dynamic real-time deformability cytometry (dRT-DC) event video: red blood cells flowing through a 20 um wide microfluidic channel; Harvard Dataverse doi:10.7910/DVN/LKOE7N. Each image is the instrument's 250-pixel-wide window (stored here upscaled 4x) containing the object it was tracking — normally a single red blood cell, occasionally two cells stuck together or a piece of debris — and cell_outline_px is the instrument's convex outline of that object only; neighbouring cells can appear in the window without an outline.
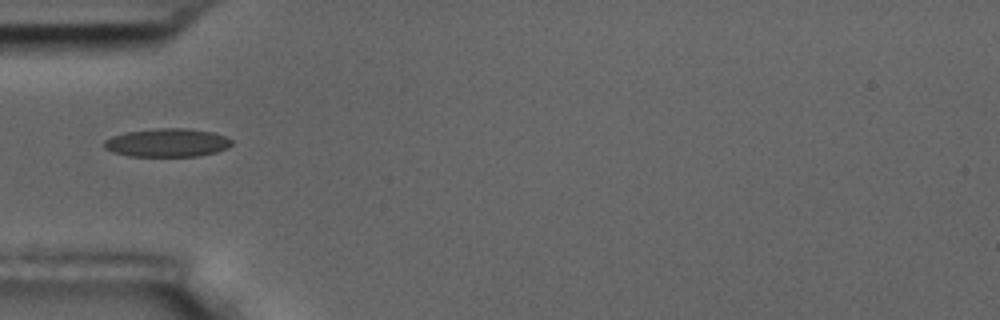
{"species": "common noctule bat (a hibernating species)", "species_latin": "Nyctalus noctula", "temperature_condition": "room temperature", "stored_images_in_passage": 39, "camera_frame_rate_fps": 3000, "um_per_image_px": 0.085, "animal": {"sex": "male", "body_mass_g": 17.5, "forearm_length_mm": 52.3}, "frame": {"image": 1, "passage_image": 1, "time_ms": 0.0, "image_size_px": [1000, 320], "cell_outline_px": [[232, 144], [228, 148], [216, 152], [196, 156], [128, 156], [112, 152], [104, 148], [104, 140], [112, 136], [124, 132], [156, 128], [184, 128], [212, 132], [224, 136], [232, 140]], "centroid_in_image_um": [14.18, 12.13], "position_along_channel_um": 70.8, "area_um2": 21.15}}
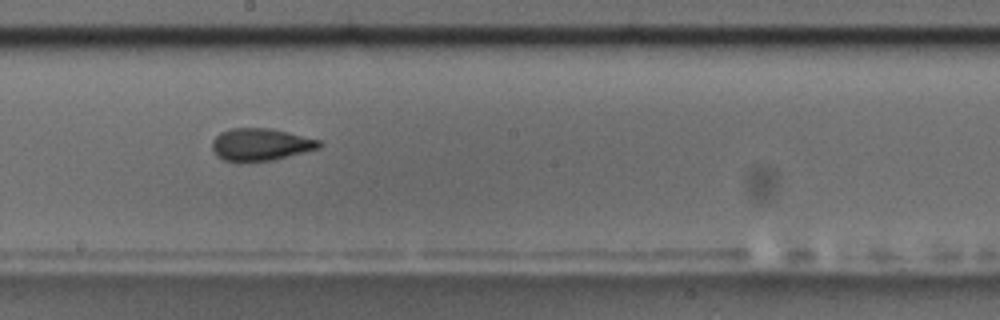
{"frame": {"image": 2, "passage_image": 14, "time_ms": 4.333, "image_size_px": [1000, 320], "cell_outline_px": [[320, 148], [272, 160], [224, 160], [216, 156], [212, 148], [212, 140], [220, 132], [232, 128], [272, 128], [320, 140]], "centroid_in_image_um": [22.14, 12.26], "position_along_channel_um": 226.1, "area_um2": 19.83}}
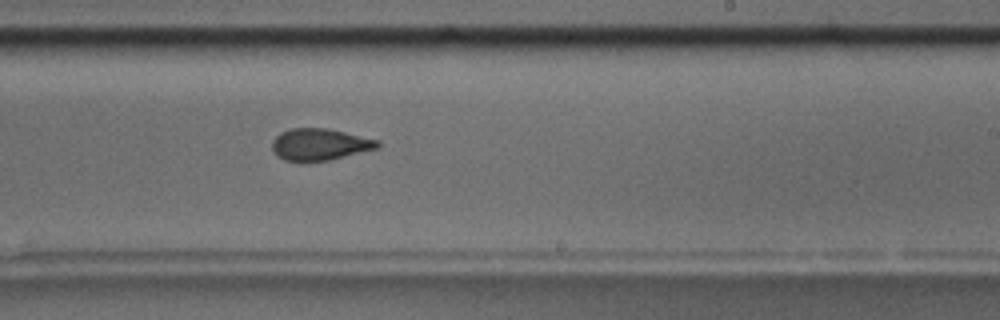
{"frame": {"image": 3, "passage_image": 17, "time_ms": 5.333, "image_size_px": [1000, 320], "cell_outline_px": [[380, 148], [328, 160], [284, 160], [276, 156], [272, 148], [272, 140], [280, 132], [288, 128], [328, 128], [380, 140]], "centroid_in_image_um": [27.19, 12.25], "position_along_channel_um": 261.8, "area_um2": 19.54}, "authors_computed_cell_mechanics": {"area_um2": 19.941, "velocity_mm_per_s": 3.5853, "shape_relaxation_time_tau1_ms": 6.1146, "shape_relaxation_time_tau2_ms": 2.0185, "deformation_change_tau1": 0.166, "deformation_change_tau2": 0.0799}}